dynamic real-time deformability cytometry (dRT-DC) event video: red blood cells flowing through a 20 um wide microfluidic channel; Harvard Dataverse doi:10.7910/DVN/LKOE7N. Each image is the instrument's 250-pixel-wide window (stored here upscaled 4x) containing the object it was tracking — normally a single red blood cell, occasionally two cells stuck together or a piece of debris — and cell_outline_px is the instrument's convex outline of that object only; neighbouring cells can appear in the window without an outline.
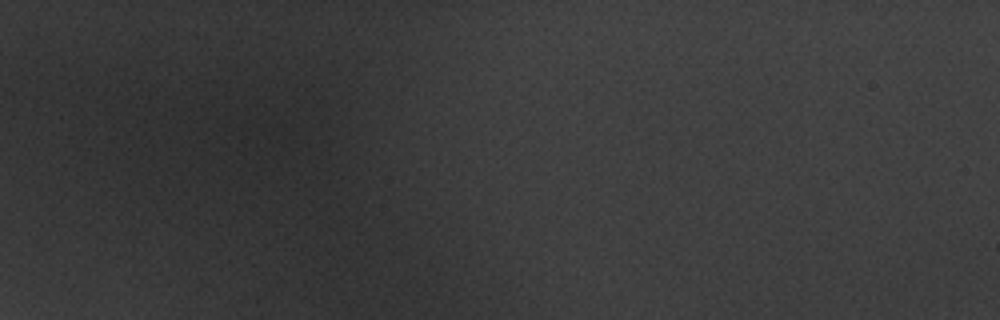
{"species": "common noctule bat (a hibernating species)", "species_latin": "Nyctalus noctula", "temperature_condition": "warm", "stored_images_in_passage": 2, "camera_frame_rate_fps": 3000, "um_per_image_px": 0.085, "animal": {"sex": "male", "body_mass_g": 20.1, "forearm_length_mm": 53.5}, "frame": {"image": 1, "passage_image": 1, "time_ms": 0.0, "image_size_px": [1000, 320], "cell_outline_px": [[332, 144], [328, 160], [324, 164], [316, 168], [288, 160], [256, 148], [244, 136], [264, 128], [280, 124], [296, 128], [308, 132], [328, 140]], "centroid_in_image_um": [24.84, 12.3], "position_along_channel_um": 60.2, "area_um2": 16.53}}